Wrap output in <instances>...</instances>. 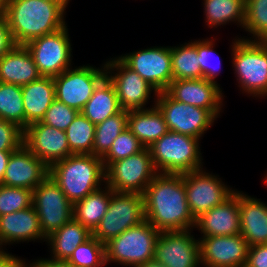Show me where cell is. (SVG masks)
<instances>
[{
  "mask_svg": "<svg viewBox=\"0 0 267 267\" xmlns=\"http://www.w3.org/2000/svg\"><path fill=\"white\" fill-rule=\"evenodd\" d=\"M243 30L251 37L240 39L247 41H267V0H248L245 6Z\"/></svg>",
  "mask_w": 267,
  "mask_h": 267,
  "instance_id": "35",
  "label": "cell"
},
{
  "mask_svg": "<svg viewBox=\"0 0 267 267\" xmlns=\"http://www.w3.org/2000/svg\"><path fill=\"white\" fill-rule=\"evenodd\" d=\"M104 63L106 76L115 87L121 108L127 111L147 109L146 104L153 96L156 98L157 91L118 56Z\"/></svg>",
  "mask_w": 267,
  "mask_h": 267,
  "instance_id": "13",
  "label": "cell"
},
{
  "mask_svg": "<svg viewBox=\"0 0 267 267\" xmlns=\"http://www.w3.org/2000/svg\"><path fill=\"white\" fill-rule=\"evenodd\" d=\"M244 267H267V244L249 246Z\"/></svg>",
  "mask_w": 267,
  "mask_h": 267,
  "instance_id": "42",
  "label": "cell"
},
{
  "mask_svg": "<svg viewBox=\"0 0 267 267\" xmlns=\"http://www.w3.org/2000/svg\"><path fill=\"white\" fill-rule=\"evenodd\" d=\"M26 261L23 258L12 255L5 249L0 251V267H25Z\"/></svg>",
  "mask_w": 267,
  "mask_h": 267,
  "instance_id": "44",
  "label": "cell"
},
{
  "mask_svg": "<svg viewBox=\"0 0 267 267\" xmlns=\"http://www.w3.org/2000/svg\"><path fill=\"white\" fill-rule=\"evenodd\" d=\"M41 229L37 212L33 206L0 216V247L6 249L5 245L46 241Z\"/></svg>",
  "mask_w": 267,
  "mask_h": 267,
  "instance_id": "22",
  "label": "cell"
},
{
  "mask_svg": "<svg viewBox=\"0 0 267 267\" xmlns=\"http://www.w3.org/2000/svg\"><path fill=\"white\" fill-rule=\"evenodd\" d=\"M144 220L143 194L113 191L107 212L92 235L105 244Z\"/></svg>",
  "mask_w": 267,
  "mask_h": 267,
  "instance_id": "7",
  "label": "cell"
},
{
  "mask_svg": "<svg viewBox=\"0 0 267 267\" xmlns=\"http://www.w3.org/2000/svg\"><path fill=\"white\" fill-rule=\"evenodd\" d=\"M194 228L201 237L240 234L239 191L235 189L225 201L196 218Z\"/></svg>",
  "mask_w": 267,
  "mask_h": 267,
  "instance_id": "21",
  "label": "cell"
},
{
  "mask_svg": "<svg viewBox=\"0 0 267 267\" xmlns=\"http://www.w3.org/2000/svg\"><path fill=\"white\" fill-rule=\"evenodd\" d=\"M79 111L58 100H54L45 113L42 123L65 131L78 115Z\"/></svg>",
  "mask_w": 267,
  "mask_h": 267,
  "instance_id": "40",
  "label": "cell"
},
{
  "mask_svg": "<svg viewBox=\"0 0 267 267\" xmlns=\"http://www.w3.org/2000/svg\"><path fill=\"white\" fill-rule=\"evenodd\" d=\"M41 76L25 45H15L0 59V82L24 86Z\"/></svg>",
  "mask_w": 267,
  "mask_h": 267,
  "instance_id": "24",
  "label": "cell"
},
{
  "mask_svg": "<svg viewBox=\"0 0 267 267\" xmlns=\"http://www.w3.org/2000/svg\"><path fill=\"white\" fill-rule=\"evenodd\" d=\"M205 26L217 28L230 23H236L243 29L245 21L244 0H203Z\"/></svg>",
  "mask_w": 267,
  "mask_h": 267,
  "instance_id": "30",
  "label": "cell"
},
{
  "mask_svg": "<svg viewBox=\"0 0 267 267\" xmlns=\"http://www.w3.org/2000/svg\"><path fill=\"white\" fill-rule=\"evenodd\" d=\"M240 234L249 246L267 244V204L239 191Z\"/></svg>",
  "mask_w": 267,
  "mask_h": 267,
  "instance_id": "23",
  "label": "cell"
},
{
  "mask_svg": "<svg viewBox=\"0 0 267 267\" xmlns=\"http://www.w3.org/2000/svg\"><path fill=\"white\" fill-rule=\"evenodd\" d=\"M104 172V184L113 191L139 194H144L148 184L158 174L148 148L110 163Z\"/></svg>",
  "mask_w": 267,
  "mask_h": 267,
  "instance_id": "8",
  "label": "cell"
},
{
  "mask_svg": "<svg viewBox=\"0 0 267 267\" xmlns=\"http://www.w3.org/2000/svg\"><path fill=\"white\" fill-rule=\"evenodd\" d=\"M266 175H265V177L263 178L264 179V182H265V184H266V186H267V172L265 173Z\"/></svg>",
  "mask_w": 267,
  "mask_h": 267,
  "instance_id": "49",
  "label": "cell"
},
{
  "mask_svg": "<svg viewBox=\"0 0 267 267\" xmlns=\"http://www.w3.org/2000/svg\"><path fill=\"white\" fill-rule=\"evenodd\" d=\"M201 267H244L249 245L241 234L200 237Z\"/></svg>",
  "mask_w": 267,
  "mask_h": 267,
  "instance_id": "17",
  "label": "cell"
},
{
  "mask_svg": "<svg viewBox=\"0 0 267 267\" xmlns=\"http://www.w3.org/2000/svg\"><path fill=\"white\" fill-rule=\"evenodd\" d=\"M118 57L157 93L164 92L172 82L171 46H152Z\"/></svg>",
  "mask_w": 267,
  "mask_h": 267,
  "instance_id": "15",
  "label": "cell"
},
{
  "mask_svg": "<svg viewBox=\"0 0 267 267\" xmlns=\"http://www.w3.org/2000/svg\"><path fill=\"white\" fill-rule=\"evenodd\" d=\"M155 106L162 113L168 131L202 139L216 117L208 110L172 99L165 91L156 96Z\"/></svg>",
  "mask_w": 267,
  "mask_h": 267,
  "instance_id": "11",
  "label": "cell"
},
{
  "mask_svg": "<svg viewBox=\"0 0 267 267\" xmlns=\"http://www.w3.org/2000/svg\"><path fill=\"white\" fill-rule=\"evenodd\" d=\"M0 118L14 122L23 130L25 129L21 86L0 82Z\"/></svg>",
  "mask_w": 267,
  "mask_h": 267,
  "instance_id": "34",
  "label": "cell"
},
{
  "mask_svg": "<svg viewBox=\"0 0 267 267\" xmlns=\"http://www.w3.org/2000/svg\"><path fill=\"white\" fill-rule=\"evenodd\" d=\"M15 43L13 41L7 19L4 16L0 17V59L13 47Z\"/></svg>",
  "mask_w": 267,
  "mask_h": 267,
  "instance_id": "43",
  "label": "cell"
},
{
  "mask_svg": "<svg viewBox=\"0 0 267 267\" xmlns=\"http://www.w3.org/2000/svg\"><path fill=\"white\" fill-rule=\"evenodd\" d=\"M92 236V232L72 218L46 239L50 248L49 258L67 261L73 251Z\"/></svg>",
  "mask_w": 267,
  "mask_h": 267,
  "instance_id": "28",
  "label": "cell"
},
{
  "mask_svg": "<svg viewBox=\"0 0 267 267\" xmlns=\"http://www.w3.org/2000/svg\"><path fill=\"white\" fill-rule=\"evenodd\" d=\"M145 147L128 129L123 130L113 141L108 153L102 158L104 169L112 162L127 158L142 151Z\"/></svg>",
  "mask_w": 267,
  "mask_h": 267,
  "instance_id": "39",
  "label": "cell"
},
{
  "mask_svg": "<svg viewBox=\"0 0 267 267\" xmlns=\"http://www.w3.org/2000/svg\"><path fill=\"white\" fill-rule=\"evenodd\" d=\"M33 207L46 238L73 218V204L49 175L33 189Z\"/></svg>",
  "mask_w": 267,
  "mask_h": 267,
  "instance_id": "12",
  "label": "cell"
},
{
  "mask_svg": "<svg viewBox=\"0 0 267 267\" xmlns=\"http://www.w3.org/2000/svg\"><path fill=\"white\" fill-rule=\"evenodd\" d=\"M67 261L73 267H104L105 244L92 235L73 251Z\"/></svg>",
  "mask_w": 267,
  "mask_h": 267,
  "instance_id": "36",
  "label": "cell"
},
{
  "mask_svg": "<svg viewBox=\"0 0 267 267\" xmlns=\"http://www.w3.org/2000/svg\"><path fill=\"white\" fill-rule=\"evenodd\" d=\"M12 152L13 151H0V185L2 184L4 172Z\"/></svg>",
  "mask_w": 267,
  "mask_h": 267,
  "instance_id": "46",
  "label": "cell"
},
{
  "mask_svg": "<svg viewBox=\"0 0 267 267\" xmlns=\"http://www.w3.org/2000/svg\"><path fill=\"white\" fill-rule=\"evenodd\" d=\"M144 216L159 232L193 230L183 174L158 173L143 194Z\"/></svg>",
  "mask_w": 267,
  "mask_h": 267,
  "instance_id": "1",
  "label": "cell"
},
{
  "mask_svg": "<svg viewBox=\"0 0 267 267\" xmlns=\"http://www.w3.org/2000/svg\"><path fill=\"white\" fill-rule=\"evenodd\" d=\"M7 0H0V17L6 13Z\"/></svg>",
  "mask_w": 267,
  "mask_h": 267,
  "instance_id": "48",
  "label": "cell"
},
{
  "mask_svg": "<svg viewBox=\"0 0 267 267\" xmlns=\"http://www.w3.org/2000/svg\"><path fill=\"white\" fill-rule=\"evenodd\" d=\"M147 109L129 110L127 128L145 148L168 132L162 113L155 106V100ZM152 106V107H151Z\"/></svg>",
  "mask_w": 267,
  "mask_h": 267,
  "instance_id": "26",
  "label": "cell"
},
{
  "mask_svg": "<svg viewBox=\"0 0 267 267\" xmlns=\"http://www.w3.org/2000/svg\"><path fill=\"white\" fill-rule=\"evenodd\" d=\"M49 175V167L24 144L9 158L2 184L33 190Z\"/></svg>",
  "mask_w": 267,
  "mask_h": 267,
  "instance_id": "20",
  "label": "cell"
},
{
  "mask_svg": "<svg viewBox=\"0 0 267 267\" xmlns=\"http://www.w3.org/2000/svg\"><path fill=\"white\" fill-rule=\"evenodd\" d=\"M137 267H166V266L163 265L162 263H159L155 259H151L147 261L145 264L139 265Z\"/></svg>",
  "mask_w": 267,
  "mask_h": 267,
  "instance_id": "47",
  "label": "cell"
},
{
  "mask_svg": "<svg viewBox=\"0 0 267 267\" xmlns=\"http://www.w3.org/2000/svg\"><path fill=\"white\" fill-rule=\"evenodd\" d=\"M112 192L113 190L105 185L75 202L73 218L93 232L107 212Z\"/></svg>",
  "mask_w": 267,
  "mask_h": 267,
  "instance_id": "29",
  "label": "cell"
},
{
  "mask_svg": "<svg viewBox=\"0 0 267 267\" xmlns=\"http://www.w3.org/2000/svg\"><path fill=\"white\" fill-rule=\"evenodd\" d=\"M102 65L100 68L89 64L71 67L53 77L55 99L81 112L95 87L106 76L105 63Z\"/></svg>",
  "mask_w": 267,
  "mask_h": 267,
  "instance_id": "10",
  "label": "cell"
},
{
  "mask_svg": "<svg viewBox=\"0 0 267 267\" xmlns=\"http://www.w3.org/2000/svg\"><path fill=\"white\" fill-rule=\"evenodd\" d=\"M159 231L146 219L105 243L106 265L137 267L154 259Z\"/></svg>",
  "mask_w": 267,
  "mask_h": 267,
  "instance_id": "6",
  "label": "cell"
},
{
  "mask_svg": "<svg viewBox=\"0 0 267 267\" xmlns=\"http://www.w3.org/2000/svg\"><path fill=\"white\" fill-rule=\"evenodd\" d=\"M23 144L48 167L72 155L65 131L41 121L24 129Z\"/></svg>",
  "mask_w": 267,
  "mask_h": 267,
  "instance_id": "18",
  "label": "cell"
},
{
  "mask_svg": "<svg viewBox=\"0 0 267 267\" xmlns=\"http://www.w3.org/2000/svg\"><path fill=\"white\" fill-rule=\"evenodd\" d=\"M210 38L195 40V47L198 54L202 78L219 84L216 81V77L219 76V73L221 72V59L219 58L220 56H217L219 54L215 52L214 48L217 39L213 37Z\"/></svg>",
  "mask_w": 267,
  "mask_h": 267,
  "instance_id": "37",
  "label": "cell"
},
{
  "mask_svg": "<svg viewBox=\"0 0 267 267\" xmlns=\"http://www.w3.org/2000/svg\"><path fill=\"white\" fill-rule=\"evenodd\" d=\"M128 111L122 110L96 125L93 155L103 158L110 150L113 141L127 128Z\"/></svg>",
  "mask_w": 267,
  "mask_h": 267,
  "instance_id": "32",
  "label": "cell"
},
{
  "mask_svg": "<svg viewBox=\"0 0 267 267\" xmlns=\"http://www.w3.org/2000/svg\"><path fill=\"white\" fill-rule=\"evenodd\" d=\"M27 267H73L68 261L55 260L51 258H38L32 263L31 261L27 264Z\"/></svg>",
  "mask_w": 267,
  "mask_h": 267,
  "instance_id": "45",
  "label": "cell"
},
{
  "mask_svg": "<svg viewBox=\"0 0 267 267\" xmlns=\"http://www.w3.org/2000/svg\"><path fill=\"white\" fill-rule=\"evenodd\" d=\"M171 61L172 81L202 78L195 41L171 46Z\"/></svg>",
  "mask_w": 267,
  "mask_h": 267,
  "instance_id": "31",
  "label": "cell"
},
{
  "mask_svg": "<svg viewBox=\"0 0 267 267\" xmlns=\"http://www.w3.org/2000/svg\"><path fill=\"white\" fill-rule=\"evenodd\" d=\"M21 88L26 128L44 118L46 111L55 100V84L53 77L41 76Z\"/></svg>",
  "mask_w": 267,
  "mask_h": 267,
  "instance_id": "25",
  "label": "cell"
},
{
  "mask_svg": "<svg viewBox=\"0 0 267 267\" xmlns=\"http://www.w3.org/2000/svg\"><path fill=\"white\" fill-rule=\"evenodd\" d=\"M95 129L96 125L79 112L65 130L72 154H93Z\"/></svg>",
  "mask_w": 267,
  "mask_h": 267,
  "instance_id": "33",
  "label": "cell"
},
{
  "mask_svg": "<svg viewBox=\"0 0 267 267\" xmlns=\"http://www.w3.org/2000/svg\"><path fill=\"white\" fill-rule=\"evenodd\" d=\"M70 1L7 0L5 17L15 45H26L64 27Z\"/></svg>",
  "mask_w": 267,
  "mask_h": 267,
  "instance_id": "2",
  "label": "cell"
},
{
  "mask_svg": "<svg viewBox=\"0 0 267 267\" xmlns=\"http://www.w3.org/2000/svg\"><path fill=\"white\" fill-rule=\"evenodd\" d=\"M191 231L160 232L154 259L166 267H200L199 238Z\"/></svg>",
  "mask_w": 267,
  "mask_h": 267,
  "instance_id": "16",
  "label": "cell"
},
{
  "mask_svg": "<svg viewBox=\"0 0 267 267\" xmlns=\"http://www.w3.org/2000/svg\"><path fill=\"white\" fill-rule=\"evenodd\" d=\"M24 130L0 118V151H14L23 144Z\"/></svg>",
  "mask_w": 267,
  "mask_h": 267,
  "instance_id": "41",
  "label": "cell"
},
{
  "mask_svg": "<svg viewBox=\"0 0 267 267\" xmlns=\"http://www.w3.org/2000/svg\"><path fill=\"white\" fill-rule=\"evenodd\" d=\"M122 110L115 87L108 77L105 76L95 87L91 98L80 113L91 123L97 125Z\"/></svg>",
  "mask_w": 267,
  "mask_h": 267,
  "instance_id": "27",
  "label": "cell"
},
{
  "mask_svg": "<svg viewBox=\"0 0 267 267\" xmlns=\"http://www.w3.org/2000/svg\"><path fill=\"white\" fill-rule=\"evenodd\" d=\"M33 206V190L0 185V216Z\"/></svg>",
  "mask_w": 267,
  "mask_h": 267,
  "instance_id": "38",
  "label": "cell"
},
{
  "mask_svg": "<svg viewBox=\"0 0 267 267\" xmlns=\"http://www.w3.org/2000/svg\"><path fill=\"white\" fill-rule=\"evenodd\" d=\"M67 24L59 30L35 38L25 46L42 76L55 77L73 67L72 43Z\"/></svg>",
  "mask_w": 267,
  "mask_h": 267,
  "instance_id": "9",
  "label": "cell"
},
{
  "mask_svg": "<svg viewBox=\"0 0 267 267\" xmlns=\"http://www.w3.org/2000/svg\"><path fill=\"white\" fill-rule=\"evenodd\" d=\"M236 38V39H235ZM233 38L232 68L240 92L253 98L267 96V41H247Z\"/></svg>",
  "mask_w": 267,
  "mask_h": 267,
  "instance_id": "4",
  "label": "cell"
},
{
  "mask_svg": "<svg viewBox=\"0 0 267 267\" xmlns=\"http://www.w3.org/2000/svg\"><path fill=\"white\" fill-rule=\"evenodd\" d=\"M195 137L168 131L148 149L158 173L184 174L202 169L201 143Z\"/></svg>",
  "mask_w": 267,
  "mask_h": 267,
  "instance_id": "5",
  "label": "cell"
},
{
  "mask_svg": "<svg viewBox=\"0 0 267 267\" xmlns=\"http://www.w3.org/2000/svg\"><path fill=\"white\" fill-rule=\"evenodd\" d=\"M104 171L102 158L93 154H72L53 163L49 176L74 204L105 185Z\"/></svg>",
  "mask_w": 267,
  "mask_h": 267,
  "instance_id": "3",
  "label": "cell"
},
{
  "mask_svg": "<svg viewBox=\"0 0 267 267\" xmlns=\"http://www.w3.org/2000/svg\"><path fill=\"white\" fill-rule=\"evenodd\" d=\"M186 199L194 219L225 201L234 191L219 175L204 168L183 174Z\"/></svg>",
  "mask_w": 267,
  "mask_h": 267,
  "instance_id": "14",
  "label": "cell"
},
{
  "mask_svg": "<svg viewBox=\"0 0 267 267\" xmlns=\"http://www.w3.org/2000/svg\"><path fill=\"white\" fill-rule=\"evenodd\" d=\"M220 84L204 78L173 80L165 92L174 100L210 111L216 118L224 106V93Z\"/></svg>",
  "mask_w": 267,
  "mask_h": 267,
  "instance_id": "19",
  "label": "cell"
}]
</instances>
